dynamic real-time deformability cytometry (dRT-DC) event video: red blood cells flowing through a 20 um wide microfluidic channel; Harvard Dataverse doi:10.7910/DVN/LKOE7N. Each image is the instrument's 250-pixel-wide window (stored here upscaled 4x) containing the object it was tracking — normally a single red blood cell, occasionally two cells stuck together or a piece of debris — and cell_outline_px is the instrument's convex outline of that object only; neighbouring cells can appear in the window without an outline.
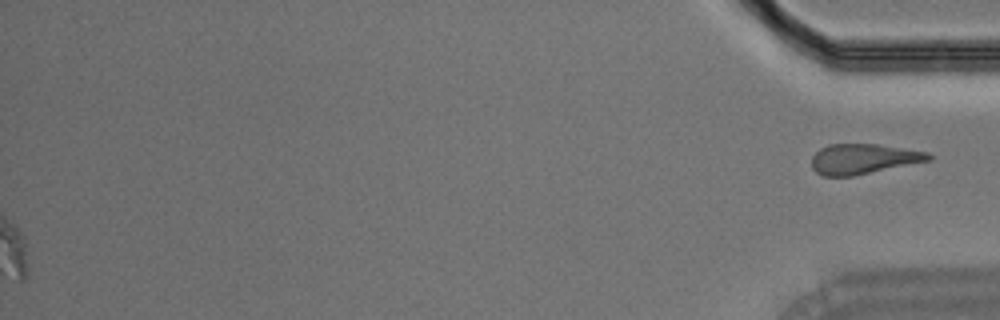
{"species": "Egyptian fruit bat (a non-hibernating species)", "species_latin": "Rousettus aegyptiacus", "temperature_condition": "room temperature", "stored_images_in_passage": 38, "segment_of_instrument_passage": [2, 2], "camera_frame_rate_fps": 3000, "um_per_image_px": 0.085, "animal": {"sex": "male"}, "frame": {"image": 1, "passage_image": 38, "time_ms": 12.333, "image_size_px": [1000, 320], "cell_outline_px": [[932, 160], [852, 176], [824, 176], [816, 172], [812, 168], [812, 156], [820, 148], [828, 144], [876, 144], [928, 152], [932, 156]], "centroid_in_image_um": [73.37, 13.5], "position_along_channel_um": 361.8, "area_um2": 20.46}}